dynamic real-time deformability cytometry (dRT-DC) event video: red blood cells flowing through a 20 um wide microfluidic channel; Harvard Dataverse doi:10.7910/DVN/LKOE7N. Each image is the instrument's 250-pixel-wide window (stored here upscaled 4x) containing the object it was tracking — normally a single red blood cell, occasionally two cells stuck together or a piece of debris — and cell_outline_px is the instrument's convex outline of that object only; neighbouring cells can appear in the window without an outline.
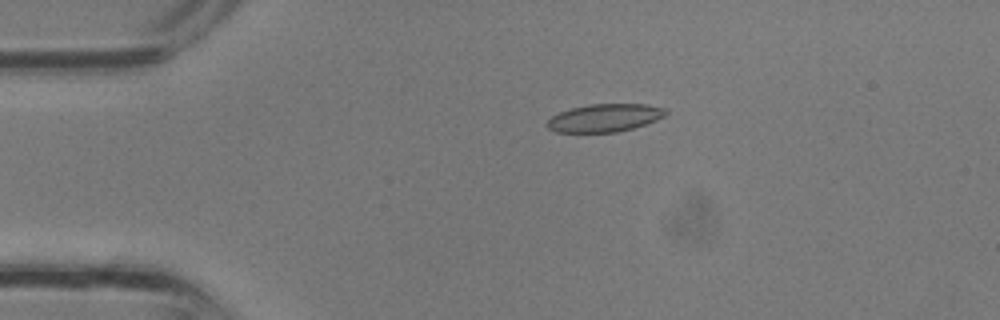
{"species": "common noctule bat (a hibernating species)", "species_latin": "Nyctalus noctula", "temperature_condition": "room temperature", "stored_images_in_passage": 34, "camera_frame_rate_fps": 3000, "um_per_image_px": 0.085, "animal": {"sex": "male", "body_mass_g": 13.3}, "frame": {"image": 1, "passage_image": 7, "time_ms": 2.0, "image_size_px": [1000, 320], "cell_outline_px": [[668, 112], [664, 116], [656, 120], [632, 128], [616, 132], [556, 132], [548, 128], [548, 120], [552, 116], [560, 112], [572, 108], [592, 104], [648, 104], [664, 108]], "centroid_in_image_um": [51.41, 10.01], "position_along_channel_um": 33.6, "area_um2": 19.02}}
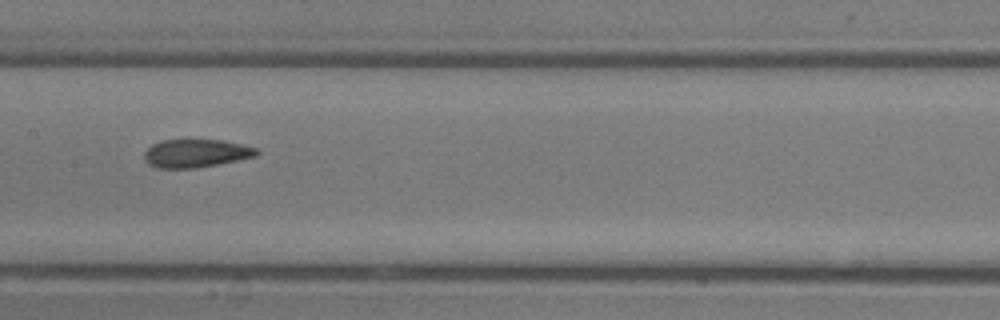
{"frame": {"image": 2, "passage_image": 17, "time_ms": 5.333, "image_size_px": [1000, 320], "cell_outline_px": [[260, 152], [256, 156], [196, 168], [160, 168], [148, 164], [144, 160], [144, 152], [152, 144], [160, 140], [188, 136], [220, 140], [240, 144], [256, 148]], "centroid_in_image_um": [16.59, 12.97], "position_along_channel_um": 190.8, "area_um2": 19.13}}
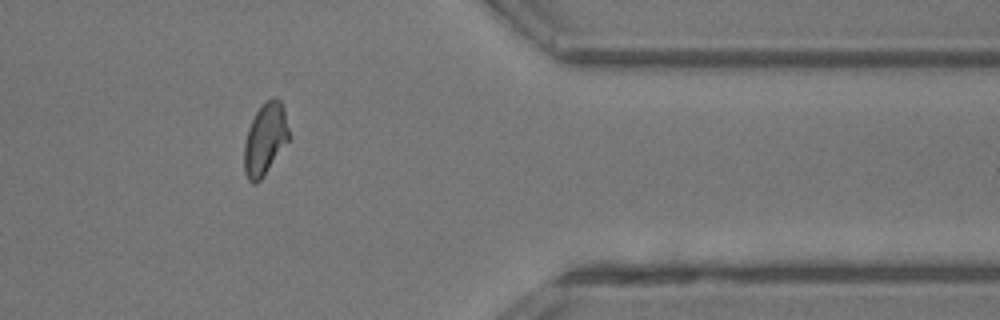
{"frame": {"image": 3, "passage_image": 28, "time_ms": 9.0, "image_size_px": [1000, 320], "cell_outline_px": [[292, 136], [264, 176], [256, 184], [252, 184], [248, 180], [244, 172], [244, 144], [248, 128], [256, 112], [272, 96], [276, 96], [280, 100], [284, 108]], "centroid_in_image_um": [22.57, 11.84], "position_along_channel_um": 388.8, "area_um2": 19.07}}